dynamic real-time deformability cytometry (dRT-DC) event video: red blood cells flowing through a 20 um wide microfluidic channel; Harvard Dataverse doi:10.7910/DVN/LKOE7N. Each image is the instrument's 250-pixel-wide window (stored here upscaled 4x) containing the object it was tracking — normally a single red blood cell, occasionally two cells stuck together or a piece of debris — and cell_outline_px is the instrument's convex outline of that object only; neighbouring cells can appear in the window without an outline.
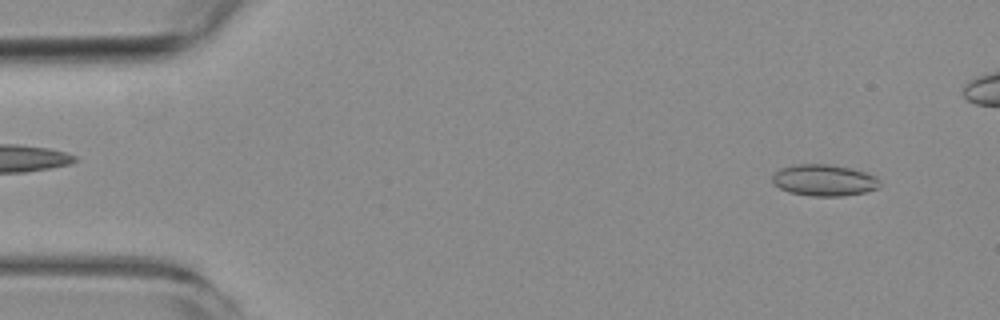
{"species": "common noctule bat (a hibernating species)", "species_latin": "Nyctalus noctula", "temperature_condition": "room temperature", "stored_images_in_passage": 5, "camera_frame_rate_fps": 3000, "um_per_image_px": 0.085, "animal": {"sex": "female", "body_mass_g": 19.3, "forearm_length_mm": 54.1}, "frame": {"image": 1, "passage_image": 1, "time_ms": 0.0, "image_size_px": [1000, 320], "cell_outline_px": [[880, 188], [864, 192], [844, 196], [812, 196], [788, 192], [780, 188], [772, 180], [772, 176], [780, 168], [796, 164], [828, 164], [852, 168], [876, 176], [880, 180]], "centroid_in_image_um": [70.07, 15.32], "position_along_channel_um": 14.9, "area_um2": 19.77}}